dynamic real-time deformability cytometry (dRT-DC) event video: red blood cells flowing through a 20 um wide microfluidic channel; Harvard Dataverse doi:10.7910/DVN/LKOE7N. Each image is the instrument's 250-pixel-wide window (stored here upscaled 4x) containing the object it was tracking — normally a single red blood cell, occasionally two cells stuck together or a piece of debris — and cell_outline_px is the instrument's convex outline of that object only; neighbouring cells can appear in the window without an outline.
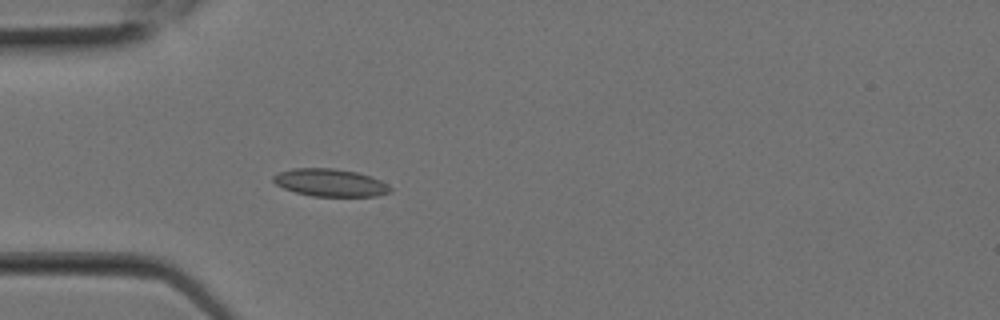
{"species": "Egyptian fruit bat (a non-hibernating species)", "species_latin": "Rousettus aegyptiacus", "temperature_condition": "room temperature", "stored_images_in_passage": 1, "camera_frame_rate_fps": 3000, "um_per_image_px": 0.085, "animal": {"sex": "female"}, "frame": {"image": 1, "passage_image": 1, "time_ms": 0.0, "image_size_px": [1000, 320], "cell_outline_px": [[392, 192], [376, 196], [312, 196], [296, 192], [284, 188], [276, 184], [272, 180], [272, 176], [276, 172], [292, 168], [332, 168], [356, 172], [380, 180], [388, 184], [392, 188]], "centroid_in_image_um": [28.05, 15.52], "position_along_channel_um": 57.0, "area_um2": 18.84}}